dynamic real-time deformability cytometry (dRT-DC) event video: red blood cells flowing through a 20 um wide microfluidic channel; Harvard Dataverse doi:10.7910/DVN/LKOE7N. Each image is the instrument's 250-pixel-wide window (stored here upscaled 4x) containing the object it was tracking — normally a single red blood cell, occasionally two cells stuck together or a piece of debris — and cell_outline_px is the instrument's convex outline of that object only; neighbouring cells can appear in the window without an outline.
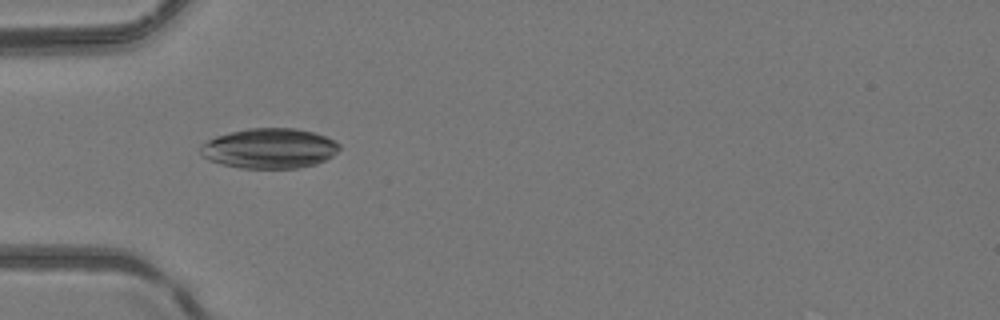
{"species": "common noctule bat (a hibernating species)", "species_latin": "Nyctalus noctula", "temperature_condition": "room temperature", "stored_images_in_passage": 21, "camera_frame_rate_fps": 3000, "um_per_image_px": 0.085, "animal": {"sex": "female", "body_mass_g": 24.6, "forearm_length_mm": 56.2}, "frame": {"image": 1, "passage_image": 1, "time_ms": 0.0, "image_size_px": [1000, 320], "cell_outline_px": [[340, 148], [332, 156], [316, 164], [296, 168], [240, 168], [220, 164], [208, 160], [200, 152], [200, 144], [216, 136], [248, 128], [296, 128], [312, 132], [336, 140], [340, 144]], "centroid_in_image_um": [22.89, 12.61], "position_along_channel_um": 62.1, "area_um2": 32.48}}